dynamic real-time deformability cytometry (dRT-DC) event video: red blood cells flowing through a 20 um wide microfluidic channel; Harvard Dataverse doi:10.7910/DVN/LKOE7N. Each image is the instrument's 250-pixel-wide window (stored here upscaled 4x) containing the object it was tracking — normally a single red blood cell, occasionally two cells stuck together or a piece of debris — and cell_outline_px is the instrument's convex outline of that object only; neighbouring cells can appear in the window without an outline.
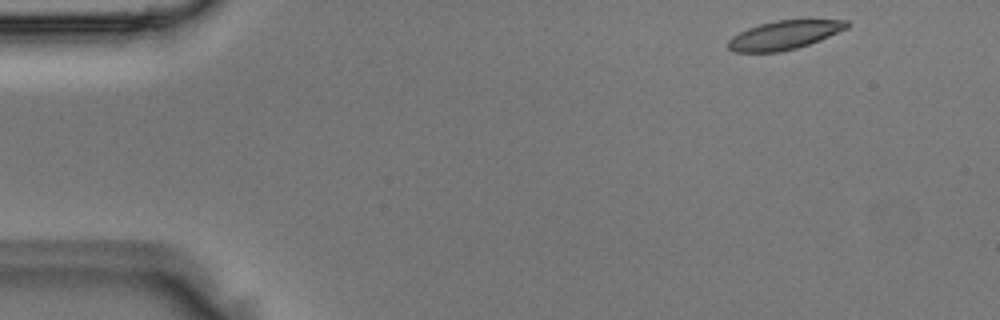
{"species": "Egyptian fruit bat (a non-hibernating species)", "species_latin": "Rousettus aegyptiacus", "temperature_condition": "room temperature", "stored_images_in_passage": 3, "camera_frame_rate_fps": 3000, "um_per_image_px": 0.085, "animal": {"sex": "male"}, "frame": {"image": 1, "passage_image": 1, "time_ms": 0.0, "image_size_px": [1000, 320], "cell_outline_px": [[852, 24], [848, 28], [820, 40], [796, 48], [780, 52], [732, 52], [728, 48], [728, 40], [732, 36], [748, 28], [760, 24], [776, 20], [848, 20]], "centroid_in_image_um": [66.67, 2.98], "position_along_channel_um": 18.3, "area_um2": 19.88}}
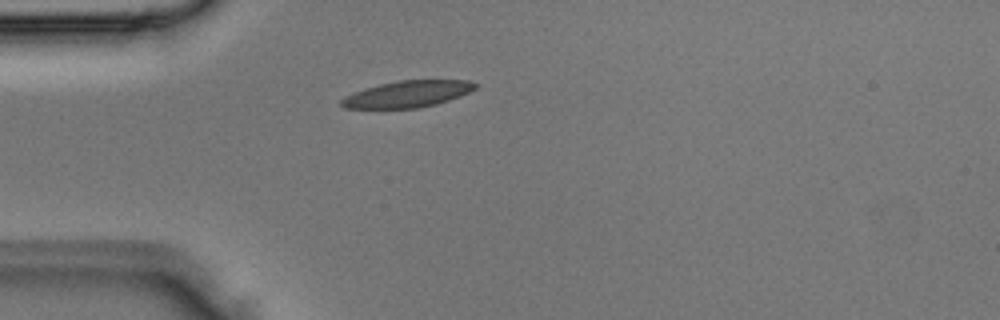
{"frame": {"image": 2, "passage_image": 3, "time_ms": 0.667, "image_size_px": [1000, 320], "cell_outline_px": [[480, 84], [476, 88], [460, 96], [436, 104], [416, 108], [344, 108], [340, 104], [340, 100], [344, 96], [380, 84], [400, 80], [468, 80]], "centroid_in_image_um": [34.67, 7.99], "position_along_channel_um": 50.3, "area_um2": 20.52}}